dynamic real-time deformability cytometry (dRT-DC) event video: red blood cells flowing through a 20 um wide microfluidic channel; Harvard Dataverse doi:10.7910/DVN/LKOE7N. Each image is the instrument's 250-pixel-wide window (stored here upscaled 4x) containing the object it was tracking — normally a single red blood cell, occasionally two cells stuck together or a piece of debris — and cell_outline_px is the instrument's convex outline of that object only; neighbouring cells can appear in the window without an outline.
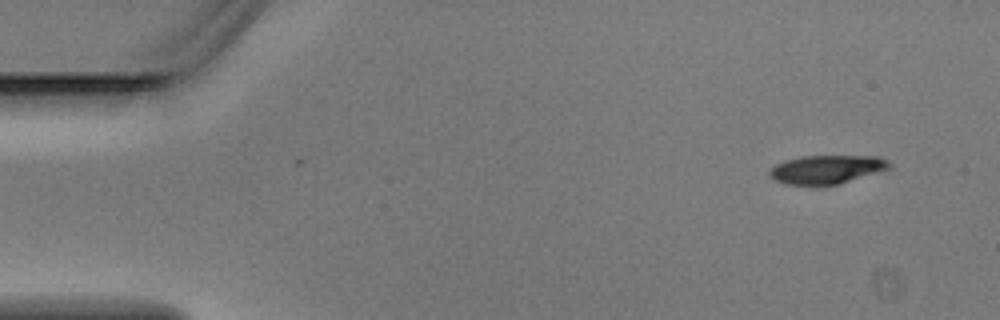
{"species": "Egyptian fruit bat (a non-hibernating species)", "species_latin": "Rousettus aegyptiacus", "temperature_condition": "warm", "stored_images_in_passage": 5, "camera_frame_rate_fps": 3000, "um_per_image_px": 0.085, "animal": {"sex": "male"}, "frame": {"image": 1, "passage_image": 1, "time_ms": 0.0, "image_size_px": [1000, 320], "cell_outline_px": [[892, 164], [888, 168], [840, 184], [784, 184], [768, 176], [768, 172], [776, 164], [800, 156], [876, 156], [888, 160]], "centroid_in_image_um": [70.25, 14.39], "position_along_channel_um": 14.7, "area_um2": 19.59}}
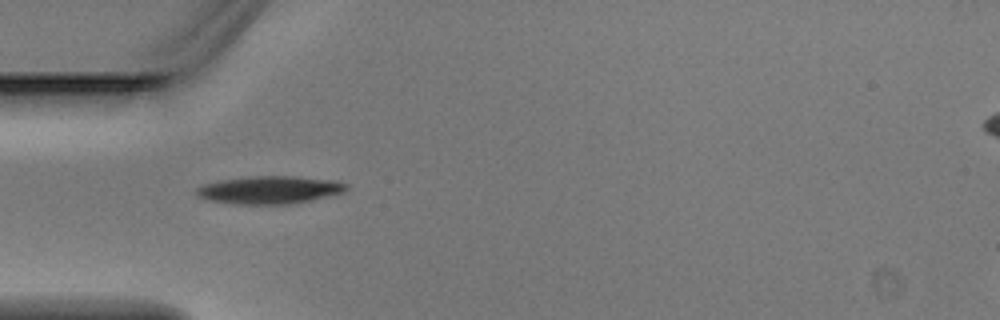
{"frame": {"image": 2, "passage_image": 4, "time_ms": 1.0, "image_size_px": [1000, 320], "cell_outline_px": [[348, 188], [344, 192], [312, 200], [292, 204], [232, 204], [212, 200], [196, 196], [196, 188], [204, 184], [220, 180], [252, 176], [292, 176], [336, 180], [348, 184]], "centroid_in_image_um": [22.95, 16.14], "position_along_channel_um": 62.1, "area_um2": 24.33}}
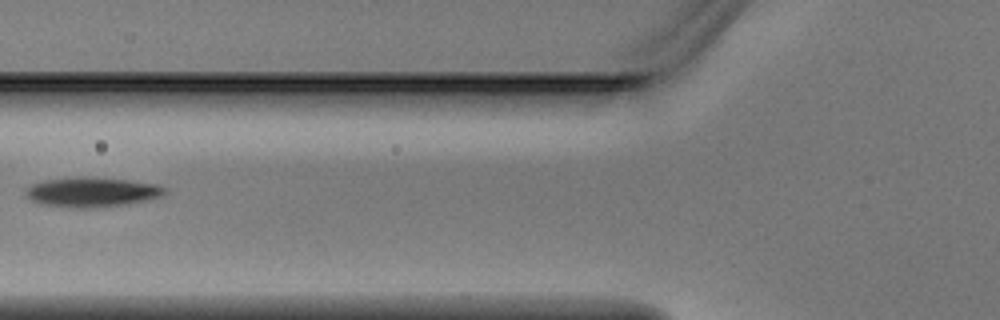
{"frame": {"image": 3, "passage_image": 5, "time_ms": 1.333, "image_size_px": [1000, 320], "cell_outline_px": [[168, 192], [164, 196], [148, 200], [128, 204], [96, 208], [76, 208], [40, 204], [24, 196], [24, 188], [32, 184], [44, 180], [80, 176], [128, 180], [156, 184], [168, 188]], "centroid_in_image_um": [7.82, 16.33], "position_along_channel_um": 118.0, "area_um2": 24.57}}